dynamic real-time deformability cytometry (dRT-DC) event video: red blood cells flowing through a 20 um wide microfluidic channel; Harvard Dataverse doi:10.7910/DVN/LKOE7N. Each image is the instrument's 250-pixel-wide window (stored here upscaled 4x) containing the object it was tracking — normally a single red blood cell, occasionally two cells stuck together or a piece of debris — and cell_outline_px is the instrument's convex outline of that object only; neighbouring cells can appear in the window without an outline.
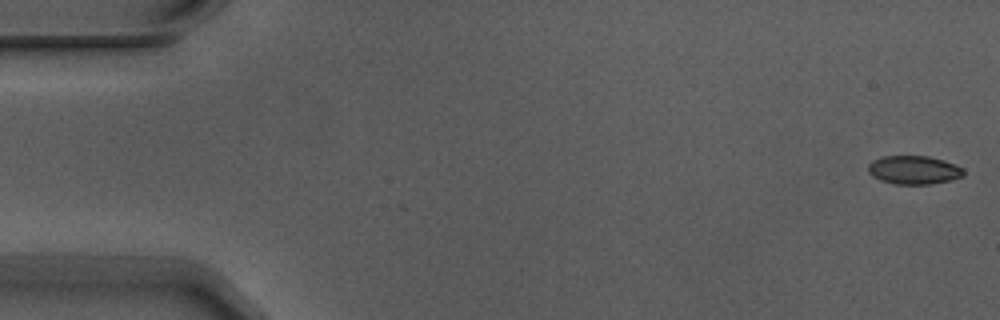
{"species": "Egyptian fruit bat (a non-hibernating species)", "species_latin": "Rousettus aegyptiacus", "temperature_condition": "warm", "stored_images_in_passage": 5, "camera_frame_rate_fps": 3000, "um_per_image_px": 0.085, "animal": {"sex": "male"}, "frame": {"image": 1, "passage_image": 1, "time_ms": 0.0, "image_size_px": [1000, 320], "cell_outline_px": [[964, 176], [952, 180], [932, 184], [896, 184], [880, 180], [872, 176], [868, 172], [868, 164], [872, 160], [884, 156], [928, 156], [944, 160], [956, 164], [964, 168]], "centroid_in_image_um": [77.7, 14.45], "position_along_channel_um": 7.3, "area_um2": 16.07}}
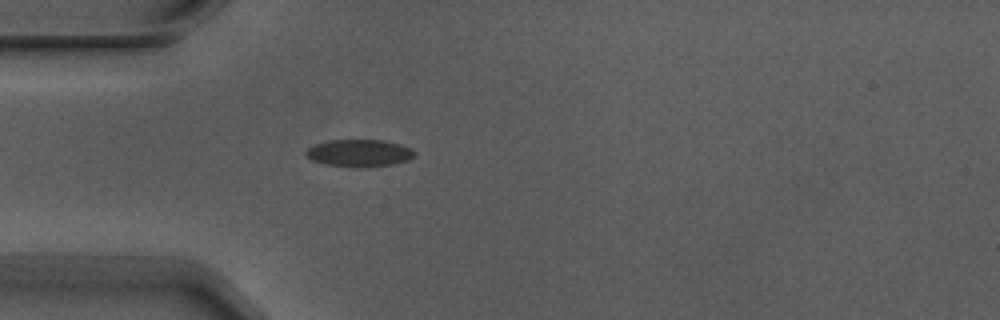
{"frame": {"image": 2, "passage_image": 5, "time_ms": 1.333, "image_size_px": [1000, 320], "cell_outline_px": [[416, 152], [408, 160], [392, 164], [364, 168], [356, 168], [324, 164], [312, 160], [304, 152], [308, 148], [316, 144], [332, 140], [384, 140], [400, 144], [412, 148]], "centroid_in_image_um": [30.55, 13.02], "position_along_channel_um": 54.5, "area_um2": 17.28}}